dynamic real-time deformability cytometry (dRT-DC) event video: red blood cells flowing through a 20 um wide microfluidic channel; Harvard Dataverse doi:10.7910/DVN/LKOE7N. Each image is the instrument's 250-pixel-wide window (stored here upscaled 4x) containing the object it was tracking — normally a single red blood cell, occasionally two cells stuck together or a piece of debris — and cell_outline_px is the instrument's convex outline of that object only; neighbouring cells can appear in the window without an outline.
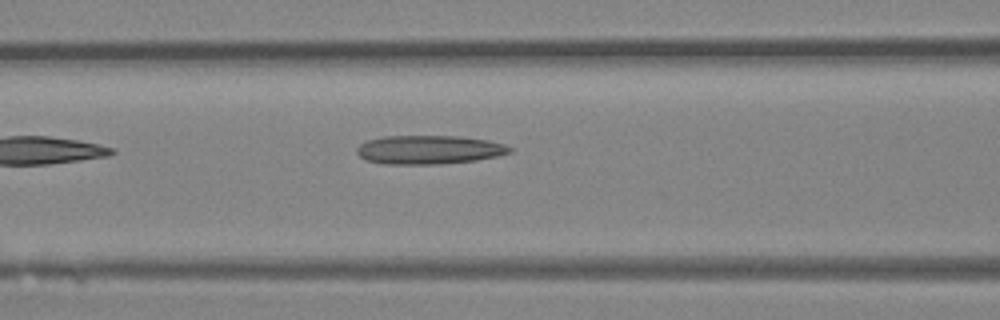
{"species": "Egyptian fruit bat (a non-hibernating species)", "species_latin": "Rousettus aegyptiacus", "temperature_condition": "room temperature", "stored_images_in_passage": 5, "camera_frame_rate_fps": 3000, "um_per_image_px": 0.085, "animal": {"sex": "female"}, "frame": {"image": 1, "passage_image": 5, "time_ms": 1.333, "image_size_px": [1000, 320], "cell_outline_px": [[512, 152], [496, 156], [476, 160], [440, 164], [384, 164], [364, 160], [356, 152], [356, 148], [360, 144], [368, 140], [384, 136], [460, 136], [488, 140], [504, 144], [512, 148]], "centroid_in_image_um": [36.45, 12.73], "position_along_channel_um": 130.2, "area_um2": 25.72}}